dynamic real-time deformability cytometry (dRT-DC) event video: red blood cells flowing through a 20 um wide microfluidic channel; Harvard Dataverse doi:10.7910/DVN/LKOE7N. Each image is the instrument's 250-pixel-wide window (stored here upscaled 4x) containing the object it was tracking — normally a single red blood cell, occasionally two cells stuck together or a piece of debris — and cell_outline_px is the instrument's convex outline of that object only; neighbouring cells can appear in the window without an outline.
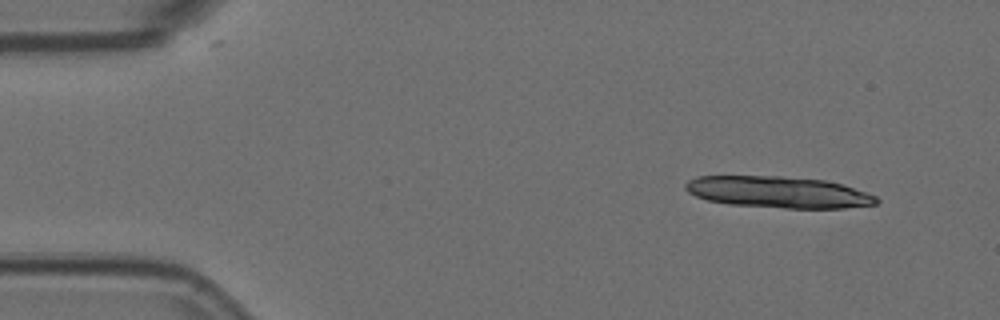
{"species": "Egyptian fruit bat (a non-hibernating species)", "species_latin": "Rousettus aegyptiacus", "temperature_condition": "room temperature", "stored_images_in_passage": 4, "camera_frame_rate_fps": 3000, "um_per_image_px": 0.085, "animal": {"sex": "female"}, "frame": {"image": 1, "passage_image": 1, "time_ms": 0.0, "image_size_px": [1000, 320], "cell_outline_px": [[880, 200], [876, 204], [844, 208], [784, 208], [732, 204], [708, 200], [696, 196], [688, 192], [684, 188], [684, 184], [688, 180], [696, 176], [780, 176], [824, 180], [840, 184], [876, 196]], "centroid_in_image_um": [66.12, 16.33], "position_along_channel_um": 18.9, "area_um2": 34.8}}